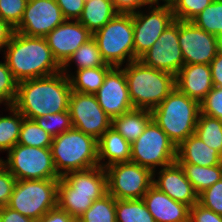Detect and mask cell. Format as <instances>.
Here are the masks:
<instances>
[{
  "label": "cell",
  "instance_id": "f907efd6",
  "mask_svg": "<svg viewBox=\"0 0 222 222\" xmlns=\"http://www.w3.org/2000/svg\"><path fill=\"white\" fill-rule=\"evenodd\" d=\"M219 50L222 52V36L219 38Z\"/></svg>",
  "mask_w": 222,
  "mask_h": 222
},
{
  "label": "cell",
  "instance_id": "484cf974",
  "mask_svg": "<svg viewBox=\"0 0 222 222\" xmlns=\"http://www.w3.org/2000/svg\"><path fill=\"white\" fill-rule=\"evenodd\" d=\"M113 66H99L76 70V74H69L72 91L85 94H95L103 85L107 72Z\"/></svg>",
  "mask_w": 222,
  "mask_h": 222
},
{
  "label": "cell",
  "instance_id": "6da1fadb",
  "mask_svg": "<svg viewBox=\"0 0 222 222\" xmlns=\"http://www.w3.org/2000/svg\"><path fill=\"white\" fill-rule=\"evenodd\" d=\"M71 93L69 77L60 71L19 82L12 105L24 118L34 120L49 113L68 111Z\"/></svg>",
  "mask_w": 222,
  "mask_h": 222
},
{
  "label": "cell",
  "instance_id": "603a6c76",
  "mask_svg": "<svg viewBox=\"0 0 222 222\" xmlns=\"http://www.w3.org/2000/svg\"><path fill=\"white\" fill-rule=\"evenodd\" d=\"M130 159L131 143L114 128L107 129L98 140L99 166L105 169L116 163L130 162Z\"/></svg>",
  "mask_w": 222,
  "mask_h": 222
},
{
  "label": "cell",
  "instance_id": "d4e9b609",
  "mask_svg": "<svg viewBox=\"0 0 222 222\" xmlns=\"http://www.w3.org/2000/svg\"><path fill=\"white\" fill-rule=\"evenodd\" d=\"M117 14L110 0H85L78 21L94 34Z\"/></svg>",
  "mask_w": 222,
  "mask_h": 222
},
{
  "label": "cell",
  "instance_id": "b9f144b4",
  "mask_svg": "<svg viewBox=\"0 0 222 222\" xmlns=\"http://www.w3.org/2000/svg\"><path fill=\"white\" fill-rule=\"evenodd\" d=\"M189 222H222V215L197 202L190 208Z\"/></svg>",
  "mask_w": 222,
  "mask_h": 222
},
{
  "label": "cell",
  "instance_id": "cb8c5ba5",
  "mask_svg": "<svg viewBox=\"0 0 222 222\" xmlns=\"http://www.w3.org/2000/svg\"><path fill=\"white\" fill-rule=\"evenodd\" d=\"M151 120V110L133 108L121 116L112 118L111 127L132 143L144 132Z\"/></svg>",
  "mask_w": 222,
  "mask_h": 222
},
{
  "label": "cell",
  "instance_id": "8d00e7d4",
  "mask_svg": "<svg viewBox=\"0 0 222 222\" xmlns=\"http://www.w3.org/2000/svg\"><path fill=\"white\" fill-rule=\"evenodd\" d=\"M18 82L6 62H0V104L12 105L16 98Z\"/></svg>",
  "mask_w": 222,
  "mask_h": 222
},
{
  "label": "cell",
  "instance_id": "8992f818",
  "mask_svg": "<svg viewBox=\"0 0 222 222\" xmlns=\"http://www.w3.org/2000/svg\"><path fill=\"white\" fill-rule=\"evenodd\" d=\"M51 153L60 177L98 164V140L72 127L53 138Z\"/></svg>",
  "mask_w": 222,
  "mask_h": 222
},
{
  "label": "cell",
  "instance_id": "9c48e42d",
  "mask_svg": "<svg viewBox=\"0 0 222 222\" xmlns=\"http://www.w3.org/2000/svg\"><path fill=\"white\" fill-rule=\"evenodd\" d=\"M131 162L149 168L156 177V167L176 162V145L152 119L144 132L131 143Z\"/></svg>",
  "mask_w": 222,
  "mask_h": 222
},
{
  "label": "cell",
  "instance_id": "7bdbcfd3",
  "mask_svg": "<svg viewBox=\"0 0 222 222\" xmlns=\"http://www.w3.org/2000/svg\"><path fill=\"white\" fill-rule=\"evenodd\" d=\"M65 19L78 20L82 14L85 0H55Z\"/></svg>",
  "mask_w": 222,
  "mask_h": 222
},
{
  "label": "cell",
  "instance_id": "7402d4cb",
  "mask_svg": "<svg viewBox=\"0 0 222 222\" xmlns=\"http://www.w3.org/2000/svg\"><path fill=\"white\" fill-rule=\"evenodd\" d=\"M176 162L205 167L215 166L222 164V155L208 147L196 134H192L176 147Z\"/></svg>",
  "mask_w": 222,
  "mask_h": 222
},
{
  "label": "cell",
  "instance_id": "4fadbf2b",
  "mask_svg": "<svg viewBox=\"0 0 222 222\" xmlns=\"http://www.w3.org/2000/svg\"><path fill=\"white\" fill-rule=\"evenodd\" d=\"M68 110L72 126L96 140L111 127L112 118L101 108L95 94L72 91Z\"/></svg>",
  "mask_w": 222,
  "mask_h": 222
},
{
  "label": "cell",
  "instance_id": "44dd1931",
  "mask_svg": "<svg viewBox=\"0 0 222 222\" xmlns=\"http://www.w3.org/2000/svg\"><path fill=\"white\" fill-rule=\"evenodd\" d=\"M142 199L156 222H189L190 207L173 200L154 185Z\"/></svg>",
  "mask_w": 222,
  "mask_h": 222
},
{
  "label": "cell",
  "instance_id": "d6986e66",
  "mask_svg": "<svg viewBox=\"0 0 222 222\" xmlns=\"http://www.w3.org/2000/svg\"><path fill=\"white\" fill-rule=\"evenodd\" d=\"M159 176L153 177V185L167 194L173 200L188 205L190 208L198 202V194L191 182L186 178L185 172L180 164L162 167Z\"/></svg>",
  "mask_w": 222,
  "mask_h": 222
},
{
  "label": "cell",
  "instance_id": "4dcf8cb0",
  "mask_svg": "<svg viewBox=\"0 0 222 222\" xmlns=\"http://www.w3.org/2000/svg\"><path fill=\"white\" fill-rule=\"evenodd\" d=\"M116 222H156L143 199H116Z\"/></svg>",
  "mask_w": 222,
  "mask_h": 222
},
{
  "label": "cell",
  "instance_id": "bcb514c9",
  "mask_svg": "<svg viewBox=\"0 0 222 222\" xmlns=\"http://www.w3.org/2000/svg\"><path fill=\"white\" fill-rule=\"evenodd\" d=\"M0 222H36L27 216L20 214L18 211L8 207H0Z\"/></svg>",
  "mask_w": 222,
  "mask_h": 222
},
{
  "label": "cell",
  "instance_id": "7dc6e473",
  "mask_svg": "<svg viewBox=\"0 0 222 222\" xmlns=\"http://www.w3.org/2000/svg\"><path fill=\"white\" fill-rule=\"evenodd\" d=\"M209 65L211 69L213 85L215 87H222V52L220 50Z\"/></svg>",
  "mask_w": 222,
  "mask_h": 222
},
{
  "label": "cell",
  "instance_id": "ba28073f",
  "mask_svg": "<svg viewBox=\"0 0 222 222\" xmlns=\"http://www.w3.org/2000/svg\"><path fill=\"white\" fill-rule=\"evenodd\" d=\"M59 179L17 180L8 207L34 219L57 207Z\"/></svg>",
  "mask_w": 222,
  "mask_h": 222
},
{
  "label": "cell",
  "instance_id": "d590c367",
  "mask_svg": "<svg viewBox=\"0 0 222 222\" xmlns=\"http://www.w3.org/2000/svg\"><path fill=\"white\" fill-rule=\"evenodd\" d=\"M214 0H173L172 7L175 20L192 21Z\"/></svg>",
  "mask_w": 222,
  "mask_h": 222
},
{
  "label": "cell",
  "instance_id": "3957f363",
  "mask_svg": "<svg viewBox=\"0 0 222 222\" xmlns=\"http://www.w3.org/2000/svg\"><path fill=\"white\" fill-rule=\"evenodd\" d=\"M107 193V174L104 168L96 166L69 172L59 179L57 206L77 220L93 201Z\"/></svg>",
  "mask_w": 222,
  "mask_h": 222
},
{
  "label": "cell",
  "instance_id": "83f0119b",
  "mask_svg": "<svg viewBox=\"0 0 222 222\" xmlns=\"http://www.w3.org/2000/svg\"><path fill=\"white\" fill-rule=\"evenodd\" d=\"M180 165L198 195L222 178V164L208 167L195 164Z\"/></svg>",
  "mask_w": 222,
  "mask_h": 222
},
{
  "label": "cell",
  "instance_id": "f35d334b",
  "mask_svg": "<svg viewBox=\"0 0 222 222\" xmlns=\"http://www.w3.org/2000/svg\"><path fill=\"white\" fill-rule=\"evenodd\" d=\"M200 113L222 120V87H213L200 102Z\"/></svg>",
  "mask_w": 222,
  "mask_h": 222
},
{
  "label": "cell",
  "instance_id": "ffe728a7",
  "mask_svg": "<svg viewBox=\"0 0 222 222\" xmlns=\"http://www.w3.org/2000/svg\"><path fill=\"white\" fill-rule=\"evenodd\" d=\"M175 86L183 94L198 101L214 87L209 64H184L175 76Z\"/></svg>",
  "mask_w": 222,
  "mask_h": 222
},
{
  "label": "cell",
  "instance_id": "52a82bcc",
  "mask_svg": "<svg viewBox=\"0 0 222 222\" xmlns=\"http://www.w3.org/2000/svg\"><path fill=\"white\" fill-rule=\"evenodd\" d=\"M93 38L107 64L122 67L126 61H134L133 14L118 13Z\"/></svg>",
  "mask_w": 222,
  "mask_h": 222
},
{
  "label": "cell",
  "instance_id": "c3c4849f",
  "mask_svg": "<svg viewBox=\"0 0 222 222\" xmlns=\"http://www.w3.org/2000/svg\"><path fill=\"white\" fill-rule=\"evenodd\" d=\"M13 33L14 28L0 18V51L5 49V47L9 44Z\"/></svg>",
  "mask_w": 222,
  "mask_h": 222
},
{
  "label": "cell",
  "instance_id": "836d02e7",
  "mask_svg": "<svg viewBox=\"0 0 222 222\" xmlns=\"http://www.w3.org/2000/svg\"><path fill=\"white\" fill-rule=\"evenodd\" d=\"M192 22L207 33L222 36V0H214Z\"/></svg>",
  "mask_w": 222,
  "mask_h": 222
},
{
  "label": "cell",
  "instance_id": "8fae6325",
  "mask_svg": "<svg viewBox=\"0 0 222 222\" xmlns=\"http://www.w3.org/2000/svg\"><path fill=\"white\" fill-rule=\"evenodd\" d=\"M108 193L118 200L142 199L153 185V172L133 162H123L105 168Z\"/></svg>",
  "mask_w": 222,
  "mask_h": 222
},
{
  "label": "cell",
  "instance_id": "4316f807",
  "mask_svg": "<svg viewBox=\"0 0 222 222\" xmlns=\"http://www.w3.org/2000/svg\"><path fill=\"white\" fill-rule=\"evenodd\" d=\"M71 62L77 66L76 70L85 68H94L99 66H112L105 62L99 51L96 40L92 37L86 43L82 44L62 65V72L69 77Z\"/></svg>",
  "mask_w": 222,
  "mask_h": 222
},
{
  "label": "cell",
  "instance_id": "9a60e30c",
  "mask_svg": "<svg viewBox=\"0 0 222 222\" xmlns=\"http://www.w3.org/2000/svg\"><path fill=\"white\" fill-rule=\"evenodd\" d=\"M178 39L185 64H210L219 51V38L192 21L179 20Z\"/></svg>",
  "mask_w": 222,
  "mask_h": 222
},
{
  "label": "cell",
  "instance_id": "74e56055",
  "mask_svg": "<svg viewBox=\"0 0 222 222\" xmlns=\"http://www.w3.org/2000/svg\"><path fill=\"white\" fill-rule=\"evenodd\" d=\"M28 0H0V18L16 28L23 17Z\"/></svg>",
  "mask_w": 222,
  "mask_h": 222
},
{
  "label": "cell",
  "instance_id": "d6a6232c",
  "mask_svg": "<svg viewBox=\"0 0 222 222\" xmlns=\"http://www.w3.org/2000/svg\"><path fill=\"white\" fill-rule=\"evenodd\" d=\"M53 137L43 130L35 120L24 118L17 144L38 148H50Z\"/></svg>",
  "mask_w": 222,
  "mask_h": 222
},
{
  "label": "cell",
  "instance_id": "7c38bea8",
  "mask_svg": "<svg viewBox=\"0 0 222 222\" xmlns=\"http://www.w3.org/2000/svg\"><path fill=\"white\" fill-rule=\"evenodd\" d=\"M149 5L148 13H133L134 60L139 59L157 41L175 19L171 4Z\"/></svg>",
  "mask_w": 222,
  "mask_h": 222
},
{
  "label": "cell",
  "instance_id": "816d5d0a",
  "mask_svg": "<svg viewBox=\"0 0 222 222\" xmlns=\"http://www.w3.org/2000/svg\"><path fill=\"white\" fill-rule=\"evenodd\" d=\"M173 0H164V4H170Z\"/></svg>",
  "mask_w": 222,
  "mask_h": 222
},
{
  "label": "cell",
  "instance_id": "5b68a950",
  "mask_svg": "<svg viewBox=\"0 0 222 222\" xmlns=\"http://www.w3.org/2000/svg\"><path fill=\"white\" fill-rule=\"evenodd\" d=\"M151 112L152 119L177 147L190 135L195 134L200 103L175 87Z\"/></svg>",
  "mask_w": 222,
  "mask_h": 222
},
{
  "label": "cell",
  "instance_id": "f546056e",
  "mask_svg": "<svg viewBox=\"0 0 222 222\" xmlns=\"http://www.w3.org/2000/svg\"><path fill=\"white\" fill-rule=\"evenodd\" d=\"M195 134L222 155V120L199 114Z\"/></svg>",
  "mask_w": 222,
  "mask_h": 222
},
{
  "label": "cell",
  "instance_id": "7a4b0ae2",
  "mask_svg": "<svg viewBox=\"0 0 222 222\" xmlns=\"http://www.w3.org/2000/svg\"><path fill=\"white\" fill-rule=\"evenodd\" d=\"M3 51L5 62L18 83L62 70L44 37L26 36L14 31Z\"/></svg>",
  "mask_w": 222,
  "mask_h": 222
},
{
  "label": "cell",
  "instance_id": "5bb4252c",
  "mask_svg": "<svg viewBox=\"0 0 222 222\" xmlns=\"http://www.w3.org/2000/svg\"><path fill=\"white\" fill-rule=\"evenodd\" d=\"M178 37L179 20H175L138 60L148 67L176 76L185 64Z\"/></svg>",
  "mask_w": 222,
  "mask_h": 222
},
{
  "label": "cell",
  "instance_id": "2e32d148",
  "mask_svg": "<svg viewBox=\"0 0 222 222\" xmlns=\"http://www.w3.org/2000/svg\"><path fill=\"white\" fill-rule=\"evenodd\" d=\"M65 20L55 0H28L22 20L14 31L26 36L45 37Z\"/></svg>",
  "mask_w": 222,
  "mask_h": 222
},
{
  "label": "cell",
  "instance_id": "681fc988",
  "mask_svg": "<svg viewBox=\"0 0 222 222\" xmlns=\"http://www.w3.org/2000/svg\"><path fill=\"white\" fill-rule=\"evenodd\" d=\"M147 4H148V6L149 5H159V1H161V0H144ZM163 2H164V0H162Z\"/></svg>",
  "mask_w": 222,
  "mask_h": 222
},
{
  "label": "cell",
  "instance_id": "ab89813d",
  "mask_svg": "<svg viewBox=\"0 0 222 222\" xmlns=\"http://www.w3.org/2000/svg\"><path fill=\"white\" fill-rule=\"evenodd\" d=\"M198 203L222 215V178L198 195Z\"/></svg>",
  "mask_w": 222,
  "mask_h": 222
},
{
  "label": "cell",
  "instance_id": "60d3db41",
  "mask_svg": "<svg viewBox=\"0 0 222 222\" xmlns=\"http://www.w3.org/2000/svg\"><path fill=\"white\" fill-rule=\"evenodd\" d=\"M17 179L0 163V207L7 206Z\"/></svg>",
  "mask_w": 222,
  "mask_h": 222
},
{
  "label": "cell",
  "instance_id": "ee69618b",
  "mask_svg": "<svg viewBox=\"0 0 222 222\" xmlns=\"http://www.w3.org/2000/svg\"><path fill=\"white\" fill-rule=\"evenodd\" d=\"M118 13L133 14L148 5L144 0H110ZM137 10V11H136Z\"/></svg>",
  "mask_w": 222,
  "mask_h": 222
},
{
  "label": "cell",
  "instance_id": "f1b7e54d",
  "mask_svg": "<svg viewBox=\"0 0 222 222\" xmlns=\"http://www.w3.org/2000/svg\"><path fill=\"white\" fill-rule=\"evenodd\" d=\"M7 108L11 115H0V151L8 152L18 143L24 116L13 105Z\"/></svg>",
  "mask_w": 222,
  "mask_h": 222
},
{
  "label": "cell",
  "instance_id": "e0dca14e",
  "mask_svg": "<svg viewBox=\"0 0 222 222\" xmlns=\"http://www.w3.org/2000/svg\"><path fill=\"white\" fill-rule=\"evenodd\" d=\"M105 113L111 117L121 116L133 109L123 67H112L104 78L103 85L95 93Z\"/></svg>",
  "mask_w": 222,
  "mask_h": 222
},
{
  "label": "cell",
  "instance_id": "ac0fdd59",
  "mask_svg": "<svg viewBox=\"0 0 222 222\" xmlns=\"http://www.w3.org/2000/svg\"><path fill=\"white\" fill-rule=\"evenodd\" d=\"M93 34L78 20L66 19L44 38L54 58L62 66Z\"/></svg>",
  "mask_w": 222,
  "mask_h": 222
},
{
  "label": "cell",
  "instance_id": "f6af8a7d",
  "mask_svg": "<svg viewBox=\"0 0 222 222\" xmlns=\"http://www.w3.org/2000/svg\"><path fill=\"white\" fill-rule=\"evenodd\" d=\"M76 219L70 216L65 210L58 206L45 213L37 222H75Z\"/></svg>",
  "mask_w": 222,
  "mask_h": 222
},
{
  "label": "cell",
  "instance_id": "30bf717a",
  "mask_svg": "<svg viewBox=\"0 0 222 222\" xmlns=\"http://www.w3.org/2000/svg\"><path fill=\"white\" fill-rule=\"evenodd\" d=\"M1 163L17 180L60 179L50 148L16 144Z\"/></svg>",
  "mask_w": 222,
  "mask_h": 222
},
{
  "label": "cell",
  "instance_id": "1f68e13d",
  "mask_svg": "<svg viewBox=\"0 0 222 222\" xmlns=\"http://www.w3.org/2000/svg\"><path fill=\"white\" fill-rule=\"evenodd\" d=\"M79 222H116V199L109 193L93 201Z\"/></svg>",
  "mask_w": 222,
  "mask_h": 222
},
{
  "label": "cell",
  "instance_id": "277c9868",
  "mask_svg": "<svg viewBox=\"0 0 222 222\" xmlns=\"http://www.w3.org/2000/svg\"><path fill=\"white\" fill-rule=\"evenodd\" d=\"M123 70L134 108L152 111L176 87L173 74L148 67L138 59L126 62Z\"/></svg>",
  "mask_w": 222,
  "mask_h": 222
},
{
  "label": "cell",
  "instance_id": "e575fe53",
  "mask_svg": "<svg viewBox=\"0 0 222 222\" xmlns=\"http://www.w3.org/2000/svg\"><path fill=\"white\" fill-rule=\"evenodd\" d=\"M36 123L53 138L71 129L72 121L68 111L47 114L34 119Z\"/></svg>",
  "mask_w": 222,
  "mask_h": 222
}]
</instances>
